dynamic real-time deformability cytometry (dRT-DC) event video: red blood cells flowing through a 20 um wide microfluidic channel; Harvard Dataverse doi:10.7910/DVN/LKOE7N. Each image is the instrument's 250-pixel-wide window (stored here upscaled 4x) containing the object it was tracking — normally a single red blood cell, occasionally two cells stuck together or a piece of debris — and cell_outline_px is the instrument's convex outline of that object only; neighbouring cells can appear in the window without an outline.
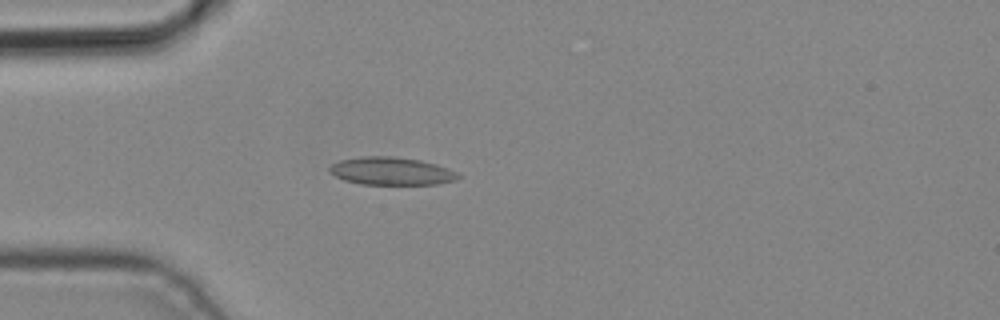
{"species": "common noctule bat (a hibernating species)", "species_latin": "Nyctalus noctula", "temperature_condition": "cold", "stored_images_in_passage": 3, "camera_frame_rate_fps": 3000, "um_per_image_px": 0.085, "animal": {"sex": "male", "body_mass_g": 19.2, "forearm_length_mm": 51.8}, "frame": {"image": 1, "passage_image": 3, "time_ms": 0.667, "image_size_px": [1000, 320], "cell_outline_px": [[460, 176], [456, 180], [436, 184], [360, 184], [344, 180], [328, 172], [328, 168], [332, 164], [340, 160], [360, 156], [392, 156], [420, 160], [436, 164], [448, 168], [456, 172]], "centroid_in_image_um": [33.23, 14.54], "position_along_channel_um": 51.8, "area_um2": 20.87}}